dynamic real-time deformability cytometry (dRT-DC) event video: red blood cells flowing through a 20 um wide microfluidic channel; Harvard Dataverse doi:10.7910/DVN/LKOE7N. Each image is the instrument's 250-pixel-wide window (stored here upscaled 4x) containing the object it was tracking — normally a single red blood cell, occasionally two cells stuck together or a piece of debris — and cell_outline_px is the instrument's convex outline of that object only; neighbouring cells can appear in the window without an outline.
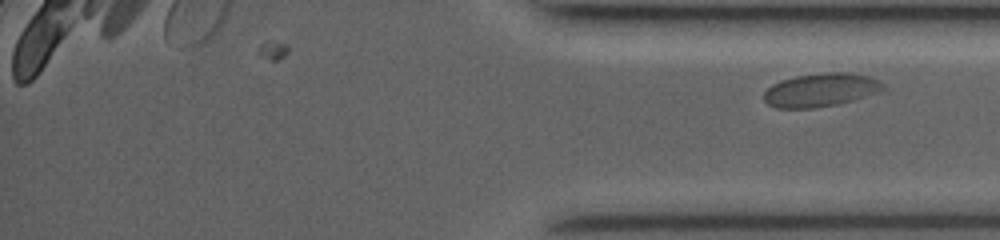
{"species": "common noctule bat (a hibernating species)", "species_latin": "Nyctalus noctula", "temperature_condition": "room temperature", "stored_images_in_passage": 28, "camera_frame_rate_fps": 3500, "um_per_image_px": 0.085, "animal": {"sex": "female", "body_mass_g": 19.0, "forearm_length_mm": 53.3}, "frame": {"image": 1, "passage_image": 28, "time_ms": 8.857, "image_size_px": [1000, 240], "cell_outline_px": [[884, 88], [880, 92], [852, 100], [836, 104], [812, 108], [776, 108], [768, 104], [764, 100], [764, 92], [772, 84], [780, 80], [796, 76], [824, 72], [852, 72], [872, 76], [880, 80], [884, 84]], "centroid_in_image_um": [69.79, 7.63], "position_along_channel_um": 365.4, "area_um2": 23.41}}